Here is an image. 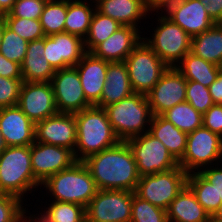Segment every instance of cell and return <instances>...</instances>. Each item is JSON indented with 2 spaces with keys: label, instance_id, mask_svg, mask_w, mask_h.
<instances>
[{
  "label": "cell",
  "instance_id": "1",
  "mask_svg": "<svg viewBox=\"0 0 222 222\" xmlns=\"http://www.w3.org/2000/svg\"><path fill=\"white\" fill-rule=\"evenodd\" d=\"M98 190L135 192L140 179L133 152L126 141L93 154L82 161Z\"/></svg>",
  "mask_w": 222,
  "mask_h": 222
},
{
  "label": "cell",
  "instance_id": "2",
  "mask_svg": "<svg viewBox=\"0 0 222 222\" xmlns=\"http://www.w3.org/2000/svg\"><path fill=\"white\" fill-rule=\"evenodd\" d=\"M76 118L77 143L74 149L76 161L99 153L116 145L115 135L104 108L95 105L74 114Z\"/></svg>",
  "mask_w": 222,
  "mask_h": 222
},
{
  "label": "cell",
  "instance_id": "3",
  "mask_svg": "<svg viewBox=\"0 0 222 222\" xmlns=\"http://www.w3.org/2000/svg\"><path fill=\"white\" fill-rule=\"evenodd\" d=\"M42 187L35 179L31 163L30 146H7L0 154V194L13 195L21 199Z\"/></svg>",
  "mask_w": 222,
  "mask_h": 222
},
{
  "label": "cell",
  "instance_id": "4",
  "mask_svg": "<svg viewBox=\"0 0 222 222\" xmlns=\"http://www.w3.org/2000/svg\"><path fill=\"white\" fill-rule=\"evenodd\" d=\"M51 199L75 203L86 207L96 195L98 188L88 168L82 161H76L68 169L49 177L41 184Z\"/></svg>",
  "mask_w": 222,
  "mask_h": 222
},
{
  "label": "cell",
  "instance_id": "5",
  "mask_svg": "<svg viewBox=\"0 0 222 222\" xmlns=\"http://www.w3.org/2000/svg\"><path fill=\"white\" fill-rule=\"evenodd\" d=\"M104 109L113 131L120 141H127L149 132L147 125H150L153 114L146 95L133 93Z\"/></svg>",
  "mask_w": 222,
  "mask_h": 222
},
{
  "label": "cell",
  "instance_id": "6",
  "mask_svg": "<svg viewBox=\"0 0 222 222\" xmlns=\"http://www.w3.org/2000/svg\"><path fill=\"white\" fill-rule=\"evenodd\" d=\"M158 15L152 38L142 36V39L168 67H176L191 51L192 38L164 14Z\"/></svg>",
  "mask_w": 222,
  "mask_h": 222
},
{
  "label": "cell",
  "instance_id": "7",
  "mask_svg": "<svg viewBox=\"0 0 222 222\" xmlns=\"http://www.w3.org/2000/svg\"><path fill=\"white\" fill-rule=\"evenodd\" d=\"M188 173L180 166L141 176L135 194L151 204L167 210L170 203L187 184Z\"/></svg>",
  "mask_w": 222,
  "mask_h": 222
},
{
  "label": "cell",
  "instance_id": "8",
  "mask_svg": "<svg viewBox=\"0 0 222 222\" xmlns=\"http://www.w3.org/2000/svg\"><path fill=\"white\" fill-rule=\"evenodd\" d=\"M134 93L146 95L168 66L142 39L124 61Z\"/></svg>",
  "mask_w": 222,
  "mask_h": 222
},
{
  "label": "cell",
  "instance_id": "9",
  "mask_svg": "<svg viewBox=\"0 0 222 222\" xmlns=\"http://www.w3.org/2000/svg\"><path fill=\"white\" fill-rule=\"evenodd\" d=\"M220 157L222 158V137L201 126L188 134L185 153L178 163L189 174L217 165V162L222 161Z\"/></svg>",
  "mask_w": 222,
  "mask_h": 222
},
{
  "label": "cell",
  "instance_id": "10",
  "mask_svg": "<svg viewBox=\"0 0 222 222\" xmlns=\"http://www.w3.org/2000/svg\"><path fill=\"white\" fill-rule=\"evenodd\" d=\"M137 164L139 176L164 172L179 166L165 145L149 132L126 141Z\"/></svg>",
  "mask_w": 222,
  "mask_h": 222
},
{
  "label": "cell",
  "instance_id": "11",
  "mask_svg": "<svg viewBox=\"0 0 222 222\" xmlns=\"http://www.w3.org/2000/svg\"><path fill=\"white\" fill-rule=\"evenodd\" d=\"M132 191L98 190L85 207L86 222H131Z\"/></svg>",
  "mask_w": 222,
  "mask_h": 222
},
{
  "label": "cell",
  "instance_id": "12",
  "mask_svg": "<svg viewBox=\"0 0 222 222\" xmlns=\"http://www.w3.org/2000/svg\"><path fill=\"white\" fill-rule=\"evenodd\" d=\"M51 84L59 113L75 114L93 106L85 97L75 66L56 70Z\"/></svg>",
  "mask_w": 222,
  "mask_h": 222
},
{
  "label": "cell",
  "instance_id": "13",
  "mask_svg": "<svg viewBox=\"0 0 222 222\" xmlns=\"http://www.w3.org/2000/svg\"><path fill=\"white\" fill-rule=\"evenodd\" d=\"M187 80L176 67H168L156 85L146 94L153 115H162L186 101Z\"/></svg>",
  "mask_w": 222,
  "mask_h": 222
},
{
  "label": "cell",
  "instance_id": "14",
  "mask_svg": "<svg viewBox=\"0 0 222 222\" xmlns=\"http://www.w3.org/2000/svg\"><path fill=\"white\" fill-rule=\"evenodd\" d=\"M17 106L34 123L57 114L51 82L23 81Z\"/></svg>",
  "mask_w": 222,
  "mask_h": 222
},
{
  "label": "cell",
  "instance_id": "15",
  "mask_svg": "<svg viewBox=\"0 0 222 222\" xmlns=\"http://www.w3.org/2000/svg\"><path fill=\"white\" fill-rule=\"evenodd\" d=\"M75 162L74 153L69 148L41 142L31 144L32 171L40 184Z\"/></svg>",
  "mask_w": 222,
  "mask_h": 222
},
{
  "label": "cell",
  "instance_id": "16",
  "mask_svg": "<svg viewBox=\"0 0 222 222\" xmlns=\"http://www.w3.org/2000/svg\"><path fill=\"white\" fill-rule=\"evenodd\" d=\"M85 53L79 36L63 32L44 37V57L55 71L75 66Z\"/></svg>",
  "mask_w": 222,
  "mask_h": 222
},
{
  "label": "cell",
  "instance_id": "17",
  "mask_svg": "<svg viewBox=\"0 0 222 222\" xmlns=\"http://www.w3.org/2000/svg\"><path fill=\"white\" fill-rule=\"evenodd\" d=\"M35 142L69 148L77 143L76 118L72 113H57L35 123Z\"/></svg>",
  "mask_w": 222,
  "mask_h": 222
},
{
  "label": "cell",
  "instance_id": "18",
  "mask_svg": "<svg viewBox=\"0 0 222 222\" xmlns=\"http://www.w3.org/2000/svg\"><path fill=\"white\" fill-rule=\"evenodd\" d=\"M163 14L180 26L191 38L216 24L200 0H178Z\"/></svg>",
  "mask_w": 222,
  "mask_h": 222
},
{
  "label": "cell",
  "instance_id": "19",
  "mask_svg": "<svg viewBox=\"0 0 222 222\" xmlns=\"http://www.w3.org/2000/svg\"><path fill=\"white\" fill-rule=\"evenodd\" d=\"M0 131L7 146H30L35 142V123L17 105L0 108Z\"/></svg>",
  "mask_w": 222,
  "mask_h": 222
},
{
  "label": "cell",
  "instance_id": "20",
  "mask_svg": "<svg viewBox=\"0 0 222 222\" xmlns=\"http://www.w3.org/2000/svg\"><path fill=\"white\" fill-rule=\"evenodd\" d=\"M142 31L132 26H122L109 38L98 44L91 53L108 62H123L142 40Z\"/></svg>",
  "mask_w": 222,
  "mask_h": 222
},
{
  "label": "cell",
  "instance_id": "21",
  "mask_svg": "<svg viewBox=\"0 0 222 222\" xmlns=\"http://www.w3.org/2000/svg\"><path fill=\"white\" fill-rule=\"evenodd\" d=\"M108 63V61L95 57L91 52H86L75 65L84 95L92 105H96L101 99Z\"/></svg>",
  "mask_w": 222,
  "mask_h": 222
},
{
  "label": "cell",
  "instance_id": "22",
  "mask_svg": "<svg viewBox=\"0 0 222 222\" xmlns=\"http://www.w3.org/2000/svg\"><path fill=\"white\" fill-rule=\"evenodd\" d=\"M133 93L134 91L130 84L126 63L124 61L109 62L102 96L95 106L105 108L108 105L119 102Z\"/></svg>",
  "mask_w": 222,
  "mask_h": 222
},
{
  "label": "cell",
  "instance_id": "23",
  "mask_svg": "<svg viewBox=\"0 0 222 222\" xmlns=\"http://www.w3.org/2000/svg\"><path fill=\"white\" fill-rule=\"evenodd\" d=\"M166 212L168 222H210L212 220L187 184L170 203Z\"/></svg>",
  "mask_w": 222,
  "mask_h": 222
},
{
  "label": "cell",
  "instance_id": "24",
  "mask_svg": "<svg viewBox=\"0 0 222 222\" xmlns=\"http://www.w3.org/2000/svg\"><path fill=\"white\" fill-rule=\"evenodd\" d=\"M96 10L103 15L111 17L122 26H132L138 29L139 22L149 13L146 11L143 0H102Z\"/></svg>",
  "mask_w": 222,
  "mask_h": 222
},
{
  "label": "cell",
  "instance_id": "25",
  "mask_svg": "<svg viewBox=\"0 0 222 222\" xmlns=\"http://www.w3.org/2000/svg\"><path fill=\"white\" fill-rule=\"evenodd\" d=\"M21 72L25 82H51L55 70L44 57V38L28 43Z\"/></svg>",
  "mask_w": 222,
  "mask_h": 222
},
{
  "label": "cell",
  "instance_id": "26",
  "mask_svg": "<svg viewBox=\"0 0 222 222\" xmlns=\"http://www.w3.org/2000/svg\"><path fill=\"white\" fill-rule=\"evenodd\" d=\"M149 133L159 139L177 161L183 157L188 134L179 130L162 115H153Z\"/></svg>",
  "mask_w": 222,
  "mask_h": 222
},
{
  "label": "cell",
  "instance_id": "27",
  "mask_svg": "<svg viewBox=\"0 0 222 222\" xmlns=\"http://www.w3.org/2000/svg\"><path fill=\"white\" fill-rule=\"evenodd\" d=\"M190 52L222 67V23H216L207 31L192 37Z\"/></svg>",
  "mask_w": 222,
  "mask_h": 222
},
{
  "label": "cell",
  "instance_id": "28",
  "mask_svg": "<svg viewBox=\"0 0 222 222\" xmlns=\"http://www.w3.org/2000/svg\"><path fill=\"white\" fill-rule=\"evenodd\" d=\"M186 80H193L209 87L217 78L222 67L205 61L189 52L176 66Z\"/></svg>",
  "mask_w": 222,
  "mask_h": 222
},
{
  "label": "cell",
  "instance_id": "29",
  "mask_svg": "<svg viewBox=\"0 0 222 222\" xmlns=\"http://www.w3.org/2000/svg\"><path fill=\"white\" fill-rule=\"evenodd\" d=\"M95 10L96 6L86 0H67L64 32L79 36L84 40Z\"/></svg>",
  "mask_w": 222,
  "mask_h": 222
},
{
  "label": "cell",
  "instance_id": "30",
  "mask_svg": "<svg viewBox=\"0 0 222 222\" xmlns=\"http://www.w3.org/2000/svg\"><path fill=\"white\" fill-rule=\"evenodd\" d=\"M162 116L186 134L203 126V114L198 112L187 101L173 106L171 109L164 112Z\"/></svg>",
  "mask_w": 222,
  "mask_h": 222
},
{
  "label": "cell",
  "instance_id": "31",
  "mask_svg": "<svg viewBox=\"0 0 222 222\" xmlns=\"http://www.w3.org/2000/svg\"><path fill=\"white\" fill-rule=\"evenodd\" d=\"M120 27L122 25L119 22L95 10L88 34L84 39L86 52H91L98 44L107 40Z\"/></svg>",
  "mask_w": 222,
  "mask_h": 222
},
{
  "label": "cell",
  "instance_id": "32",
  "mask_svg": "<svg viewBox=\"0 0 222 222\" xmlns=\"http://www.w3.org/2000/svg\"><path fill=\"white\" fill-rule=\"evenodd\" d=\"M187 185L194 192L197 201L213 219L222 207V203H216L214 186L199 172H192L188 174Z\"/></svg>",
  "mask_w": 222,
  "mask_h": 222
},
{
  "label": "cell",
  "instance_id": "33",
  "mask_svg": "<svg viewBox=\"0 0 222 222\" xmlns=\"http://www.w3.org/2000/svg\"><path fill=\"white\" fill-rule=\"evenodd\" d=\"M67 14V0L46 2L40 17L45 36L63 33Z\"/></svg>",
  "mask_w": 222,
  "mask_h": 222
},
{
  "label": "cell",
  "instance_id": "34",
  "mask_svg": "<svg viewBox=\"0 0 222 222\" xmlns=\"http://www.w3.org/2000/svg\"><path fill=\"white\" fill-rule=\"evenodd\" d=\"M28 43L27 40L21 38L5 24L0 44V53L8 60L21 65L26 56Z\"/></svg>",
  "mask_w": 222,
  "mask_h": 222
},
{
  "label": "cell",
  "instance_id": "35",
  "mask_svg": "<svg viewBox=\"0 0 222 222\" xmlns=\"http://www.w3.org/2000/svg\"><path fill=\"white\" fill-rule=\"evenodd\" d=\"M131 222H168L167 212L132 192Z\"/></svg>",
  "mask_w": 222,
  "mask_h": 222
},
{
  "label": "cell",
  "instance_id": "36",
  "mask_svg": "<svg viewBox=\"0 0 222 222\" xmlns=\"http://www.w3.org/2000/svg\"><path fill=\"white\" fill-rule=\"evenodd\" d=\"M45 209L53 222H86L85 207L69 202L51 200Z\"/></svg>",
  "mask_w": 222,
  "mask_h": 222
},
{
  "label": "cell",
  "instance_id": "37",
  "mask_svg": "<svg viewBox=\"0 0 222 222\" xmlns=\"http://www.w3.org/2000/svg\"><path fill=\"white\" fill-rule=\"evenodd\" d=\"M6 25L28 42L45 37L40 20L4 17Z\"/></svg>",
  "mask_w": 222,
  "mask_h": 222
},
{
  "label": "cell",
  "instance_id": "38",
  "mask_svg": "<svg viewBox=\"0 0 222 222\" xmlns=\"http://www.w3.org/2000/svg\"><path fill=\"white\" fill-rule=\"evenodd\" d=\"M186 101L201 114L214 105L209 88L193 80H187Z\"/></svg>",
  "mask_w": 222,
  "mask_h": 222
},
{
  "label": "cell",
  "instance_id": "39",
  "mask_svg": "<svg viewBox=\"0 0 222 222\" xmlns=\"http://www.w3.org/2000/svg\"><path fill=\"white\" fill-rule=\"evenodd\" d=\"M22 204L16 196L0 194V222H22Z\"/></svg>",
  "mask_w": 222,
  "mask_h": 222
},
{
  "label": "cell",
  "instance_id": "40",
  "mask_svg": "<svg viewBox=\"0 0 222 222\" xmlns=\"http://www.w3.org/2000/svg\"><path fill=\"white\" fill-rule=\"evenodd\" d=\"M45 3L39 0H16L11 11L3 17L40 20Z\"/></svg>",
  "mask_w": 222,
  "mask_h": 222
},
{
  "label": "cell",
  "instance_id": "41",
  "mask_svg": "<svg viewBox=\"0 0 222 222\" xmlns=\"http://www.w3.org/2000/svg\"><path fill=\"white\" fill-rule=\"evenodd\" d=\"M23 79L0 76V108L16 106L19 101Z\"/></svg>",
  "mask_w": 222,
  "mask_h": 222
},
{
  "label": "cell",
  "instance_id": "42",
  "mask_svg": "<svg viewBox=\"0 0 222 222\" xmlns=\"http://www.w3.org/2000/svg\"><path fill=\"white\" fill-rule=\"evenodd\" d=\"M203 126L222 137V105L214 104L203 114Z\"/></svg>",
  "mask_w": 222,
  "mask_h": 222
},
{
  "label": "cell",
  "instance_id": "43",
  "mask_svg": "<svg viewBox=\"0 0 222 222\" xmlns=\"http://www.w3.org/2000/svg\"><path fill=\"white\" fill-rule=\"evenodd\" d=\"M210 166L203 168L199 173L210 182L215 189L216 203H222V167L221 165ZM217 166V167H216Z\"/></svg>",
  "mask_w": 222,
  "mask_h": 222
},
{
  "label": "cell",
  "instance_id": "44",
  "mask_svg": "<svg viewBox=\"0 0 222 222\" xmlns=\"http://www.w3.org/2000/svg\"><path fill=\"white\" fill-rule=\"evenodd\" d=\"M0 76L10 79H23L21 65L8 60L0 53Z\"/></svg>",
  "mask_w": 222,
  "mask_h": 222
},
{
  "label": "cell",
  "instance_id": "45",
  "mask_svg": "<svg viewBox=\"0 0 222 222\" xmlns=\"http://www.w3.org/2000/svg\"><path fill=\"white\" fill-rule=\"evenodd\" d=\"M210 18L215 23H222V0H200Z\"/></svg>",
  "mask_w": 222,
  "mask_h": 222
},
{
  "label": "cell",
  "instance_id": "46",
  "mask_svg": "<svg viewBox=\"0 0 222 222\" xmlns=\"http://www.w3.org/2000/svg\"><path fill=\"white\" fill-rule=\"evenodd\" d=\"M176 1L178 0H143L146 11L151 15L152 12L158 13L159 10L161 13L165 12Z\"/></svg>",
  "mask_w": 222,
  "mask_h": 222
},
{
  "label": "cell",
  "instance_id": "47",
  "mask_svg": "<svg viewBox=\"0 0 222 222\" xmlns=\"http://www.w3.org/2000/svg\"><path fill=\"white\" fill-rule=\"evenodd\" d=\"M208 88L214 104L222 105V70Z\"/></svg>",
  "mask_w": 222,
  "mask_h": 222
},
{
  "label": "cell",
  "instance_id": "48",
  "mask_svg": "<svg viewBox=\"0 0 222 222\" xmlns=\"http://www.w3.org/2000/svg\"><path fill=\"white\" fill-rule=\"evenodd\" d=\"M28 211L26 210V207L24 209V206L22 208V222H53L51 220L50 214L47 212V210H43L42 213L40 214H35L34 215H28L26 216ZM37 215V216H36Z\"/></svg>",
  "mask_w": 222,
  "mask_h": 222
},
{
  "label": "cell",
  "instance_id": "49",
  "mask_svg": "<svg viewBox=\"0 0 222 222\" xmlns=\"http://www.w3.org/2000/svg\"><path fill=\"white\" fill-rule=\"evenodd\" d=\"M16 0H0V16L8 14Z\"/></svg>",
  "mask_w": 222,
  "mask_h": 222
},
{
  "label": "cell",
  "instance_id": "50",
  "mask_svg": "<svg viewBox=\"0 0 222 222\" xmlns=\"http://www.w3.org/2000/svg\"><path fill=\"white\" fill-rule=\"evenodd\" d=\"M5 24H6V22H5L4 17L0 16V44H1V41H2V35H3V32H4Z\"/></svg>",
  "mask_w": 222,
  "mask_h": 222
},
{
  "label": "cell",
  "instance_id": "51",
  "mask_svg": "<svg viewBox=\"0 0 222 222\" xmlns=\"http://www.w3.org/2000/svg\"><path fill=\"white\" fill-rule=\"evenodd\" d=\"M7 145L0 131V154L6 149Z\"/></svg>",
  "mask_w": 222,
  "mask_h": 222
},
{
  "label": "cell",
  "instance_id": "52",
  "mask_svg": "<svg viewBox=\"0 0 222 222\" xmlns=\"http://www.w3.org/2000/svg\"><path fill=\"white\" fill-rule=\"evenodd\" d=\"M212 220H214L215 222H222V207Z\"/></svg>",
  "mask_w": 222,
  "mask_h": 222
},
{
  "label": "cell",
  "instance_id": "53",
  "mask_svg": "<svg viewBox=\"0 0 222 222\" xmlns=\"http://www.w3.org/2000/svg\"><path fill=\"white\" fill-rule=\"evenodd\" d=\"M91 1H92V0H89V2H91ZM100 1H102V0H95V1L93 0V1L91 2V4H92V3H96L95 5H97Z\"/></svg>",
  "mask_w": 222,
  "mask_h": 222
},
{
  "label": "cell",
  "instance_id": "54",
  "mask_svg": "<svg viewBox=\"0 0 222 222\" xmlns=\"http://www.w3.org/2000/svg\"><path fill=\"white\" fill-rule=\"evenodd\" d=\"M39 1H42V2H50V1H53V0H39Z\"/></svg>",
  "mask_w": 222,
  "mask_h": 222
}]
</instances>
